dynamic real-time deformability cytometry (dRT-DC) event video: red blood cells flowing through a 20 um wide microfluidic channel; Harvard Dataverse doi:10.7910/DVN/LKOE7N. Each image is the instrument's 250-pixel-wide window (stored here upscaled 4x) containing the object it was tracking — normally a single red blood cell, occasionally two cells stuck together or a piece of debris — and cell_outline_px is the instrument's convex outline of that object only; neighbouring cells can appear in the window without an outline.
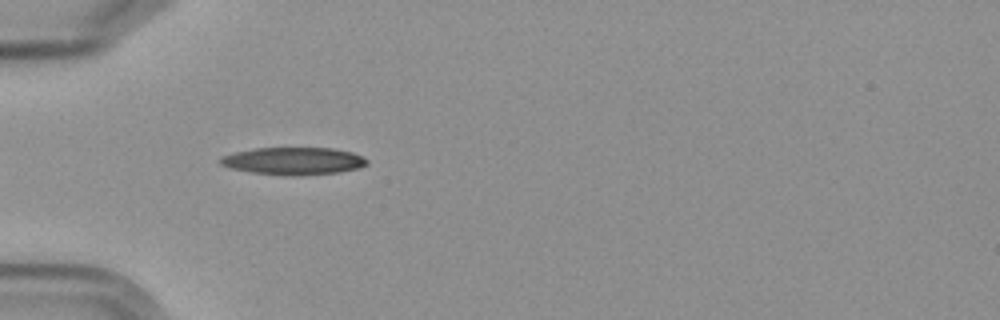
{"species": "Egyptian fruit bat (a non-hibernating species)", "species_latin": "Rousettus aegyptiacus", "temperature_condition": "cold", "stored_images_in_passage": 5, "camera_frame_rate_fps": 3000, "um_per_image_px": 0.085, "frame": {"image": 1, "passage_image": 4, "time_ms": 4.333, "image_size_px": [1000, 320], "cell_outline_px": [[368, 164], [360, 168], [340, 172], [296, 176], [292, 176], [252, 172], [232, 168], [220, 164], [216, 160], [220, 156], [232, 152], [256, 148], [332, 148], [352, 152], [368, 160]], "centroid_in_image_um": [24.92, 13.68], "position_along_channel_um": 60.1, "area_um2": 23.58}}